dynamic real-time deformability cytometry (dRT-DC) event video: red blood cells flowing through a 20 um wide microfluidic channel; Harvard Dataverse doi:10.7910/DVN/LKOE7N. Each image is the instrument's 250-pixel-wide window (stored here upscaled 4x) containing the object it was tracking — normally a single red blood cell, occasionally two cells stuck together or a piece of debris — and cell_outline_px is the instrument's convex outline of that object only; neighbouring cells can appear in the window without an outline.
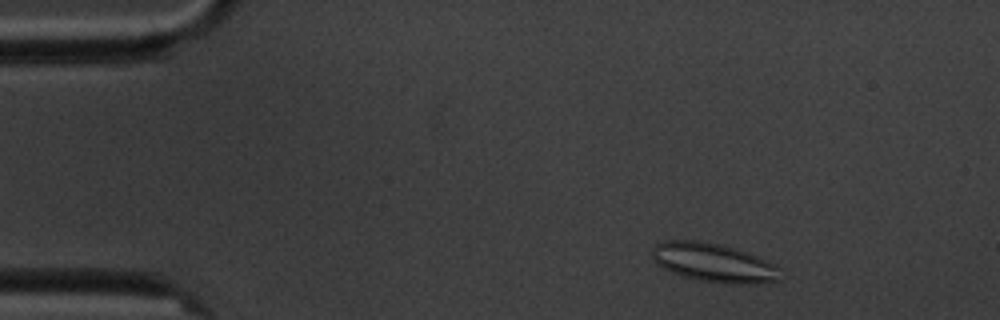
{"species": "common noctule bat (a hibernating species)", "species_latin": "Nyctalus noctula", "temperature_condition": "cold", "stored_images_in_passage": 5, "camera_frame_rate_fps": 3000, "um_per_image_px": 0.085, "animal": {"sex": "male", "body_mass_g": 20.1, "forearm_length_mm": 53.5}, "frame": {"image": 1, "passage_image": 2, "time_ms": 1.0, "image_size_px": [1000, 320], "cell_outline_px": [[784, 268], [780, 280], [760, 284], [724, 284], [700, 280], [684, 276], [672, 272], [656, 264], [652, 260], [652, 248], [656, 244], [664, 240], [700, 240], [720, 244], [756, 256], [776, 264]], "centroid_in_image_um": [60.71, 22.34], "position_along_channel_um": 24.3, "area_um2": 29.42}}